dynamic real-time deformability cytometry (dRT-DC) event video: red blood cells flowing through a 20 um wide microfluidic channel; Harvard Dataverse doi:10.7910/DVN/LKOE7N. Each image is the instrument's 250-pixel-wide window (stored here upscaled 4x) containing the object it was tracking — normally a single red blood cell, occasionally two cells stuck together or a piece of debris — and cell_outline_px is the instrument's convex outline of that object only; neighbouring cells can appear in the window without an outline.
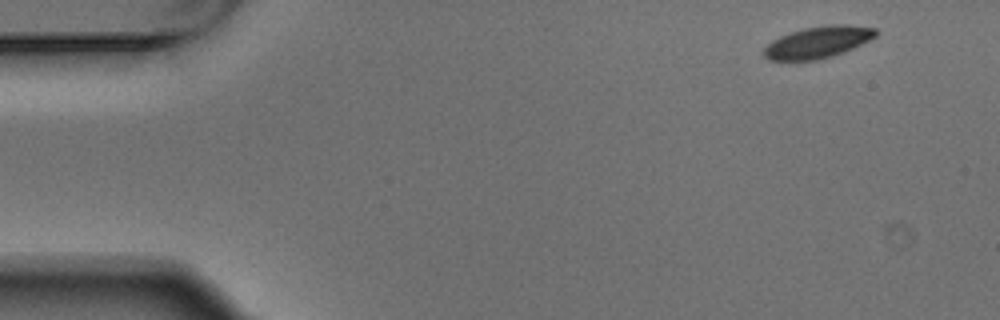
{"species": "Egyptian fruit bat (a non-hibernating species)", "species_latin": "Rousettus aegyptiacus", "temperature_condition": "warm", "stored_images_in_passage": 5, "camera_frame_rate_fps": 3000, "um_per_image_px": 0.085, "animal": {"sex": "male"}, "frame": {"image": 1, "passage_image": 1, "time_ms": 0.0, "image_size_px": [1000, 320], "cell_outline_px": [[876, 36], [844, 52], [832, 56], [816, 60], [768, 60], [764, 56], [764, 48], [772, 40], [780, 36], [804, 28], [832, 24], [848, 24], [876, 28]], "centroid_in_image_um": [69.52, 3.58], "position_along_channel_um": 15.5, "area_um2": 20.46}}
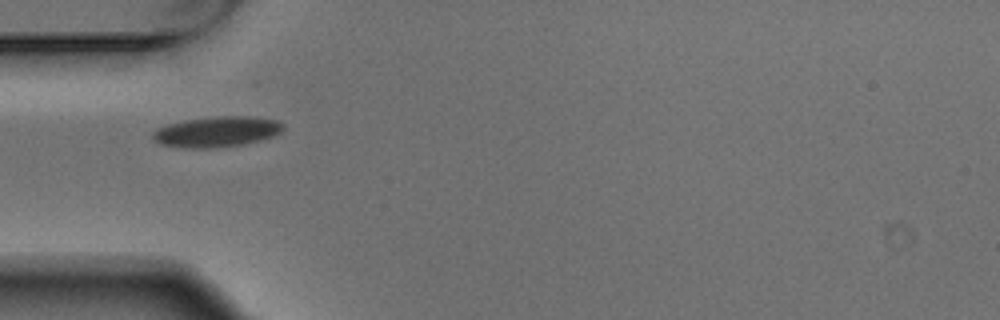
{"frame": {"image": 2, "passage_image": 4, "time_ms": 1.0, "image_size_px": [1000, 320], "cell_outline_px": [[284, 128], [280, 132], [272, 136], [240, 144], [212, 148], [184, 148], [160, 144], [152, 140], [152, 132], [156, 128], [168, 124], [184, 120], [216, 116], [252, 116], [276, 120], [284, 124]], "centroid_in_image_um": [18.36, 11.18], "position_along_channel_um": 66.6, "area_um2": 23.12}}
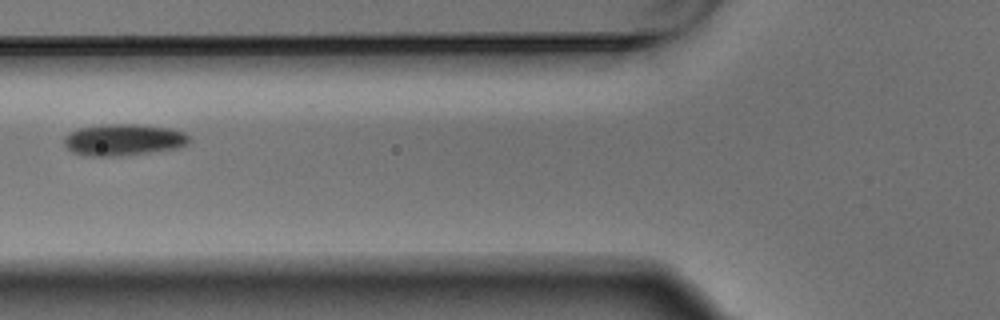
{"frame": {"image": 3, "passage_image": 5, "time_ms": 1.333, "image_size_px": [1000, 320], "cell_outline_px": [[192, 136], [188, 144], [176, 148], [120, 156], [84, 156], [72, 152], [64, 144], [64, 136], [76, 128], [100, 124], [136, 124], [168, 128], [184, 132]], "centroid_in_image_um": [10.47, 11.87], "position_along_channel_um": 115.3, "area_um2": 23.24}}